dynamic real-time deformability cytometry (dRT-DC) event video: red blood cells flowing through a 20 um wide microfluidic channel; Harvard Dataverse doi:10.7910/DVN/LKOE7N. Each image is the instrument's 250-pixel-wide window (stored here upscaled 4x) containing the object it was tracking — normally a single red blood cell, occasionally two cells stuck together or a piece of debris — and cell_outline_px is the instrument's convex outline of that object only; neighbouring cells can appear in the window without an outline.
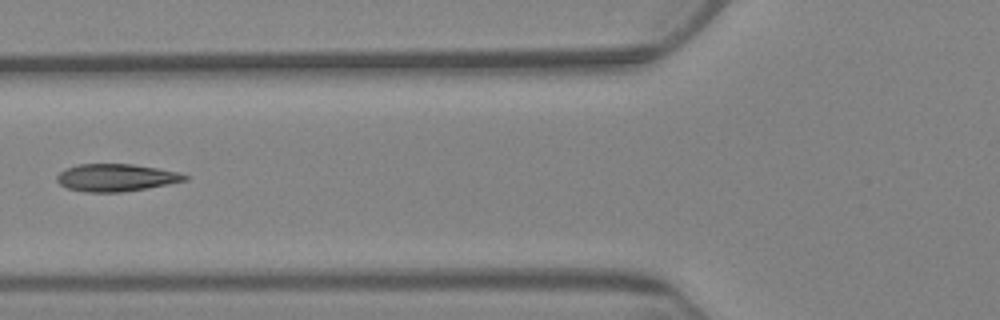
{"species": "Egyptian fruit bat (a non-hibernating species)", "species_latin": "Rousettus aegyptiacus", "temperature_condition": "warm", "stored_images_in_passage": 9, "camera_frame_rate_fps": 3000, "um_per_image_px": 0.085, "animal": {"sex": "female"}, "frame": {"image": 1, "passage_image": 6, "time_ms": 6.0, "image_size_px": [1000, 320], "cell_outline_px": [[188, 180], [148, 188], [120, 192], [84, 192], [68, 188], [60, 184], [56, 180], [56, 176], [60, 172], [76, 164], [132, 164], [156, 168], [176, 172], [188, 176]], "centroid_in_image_um": [9.84, 15.1], "position_along_channel_um": 116.0, "area_um2": 20.29}}
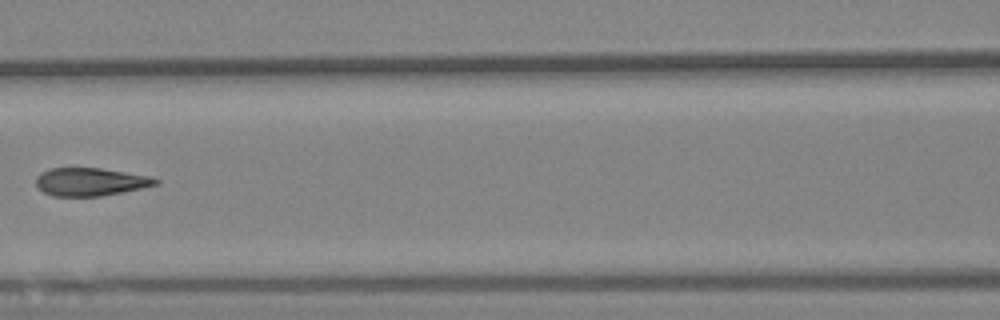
{"frame": {"image": 2, "passage_image": 7, "time_ms": 7.333, "image_size_px": [1000, 320], "cell_outline_px": [[160, 184], [100, 196], [52, 196], [44, 192], [36, 184], [36, 176], [40, 172], [48, 168], [100, 168], [148, 176], [160, 180]], "centroid_in_image_um": [7.65, 15.45], "position_along_channel_um": 159.0, "area_um2": 19.36}}
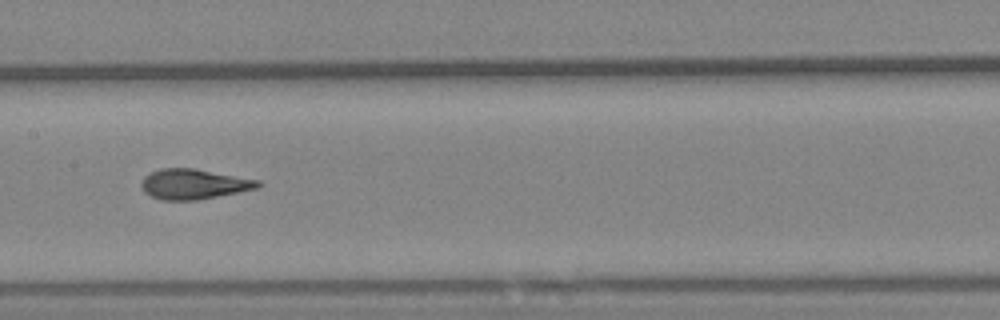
{"frame": {"image": 3, "passage_image": 8, "time_ms": 8.333, "image_size_px": [1000, 320], "cell_outline_px": [[264, 184], [260, 188], [196, 200], [160, 200], [144, 192], [140, 184], [144, 176], [148, 172], [160, 168], [196, 168], [260, 180]], "centroid_in_image_um": [16.49, 15.63], "position_along_channel_um": 190.9, "area_um2": 20.81}}